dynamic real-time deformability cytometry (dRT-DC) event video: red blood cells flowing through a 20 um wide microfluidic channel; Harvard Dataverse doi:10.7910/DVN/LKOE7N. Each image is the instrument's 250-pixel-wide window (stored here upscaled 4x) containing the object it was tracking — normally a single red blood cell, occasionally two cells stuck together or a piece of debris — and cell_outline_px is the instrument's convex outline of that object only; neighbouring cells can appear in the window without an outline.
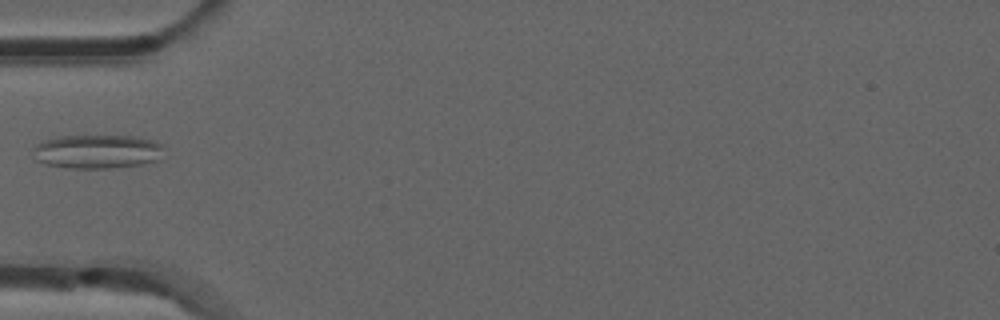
{"species": "common noctule bat (a hibernating species)", "species_latin": "Nyctalus noctula", "temperature_condition": "room temperature", "stored_images_in_passage": 36, "camera_frame_rate_fps": 3000, "um_per_image_px": 0.085, "animal": {"sex": "male", "forearm_length_mm": 52.5}, "frame": {"image": 1, "passage_image": 1, "time_ms": 0.0, "image_size_px": [1000, 320], "cell_outline_px": [[160, 148], [152, 160], [140, 164], [108, 168], [68, 168], [44, 164], [36, 160], [32, 148], [36, 144], [44, 140], [60, 136], [132, 136], [152, 140], [160, 144]], "centroid_in_image_um": [8.1, 12.87], "position_along_channel_um": 76.9, "area_um2": 25.2}}
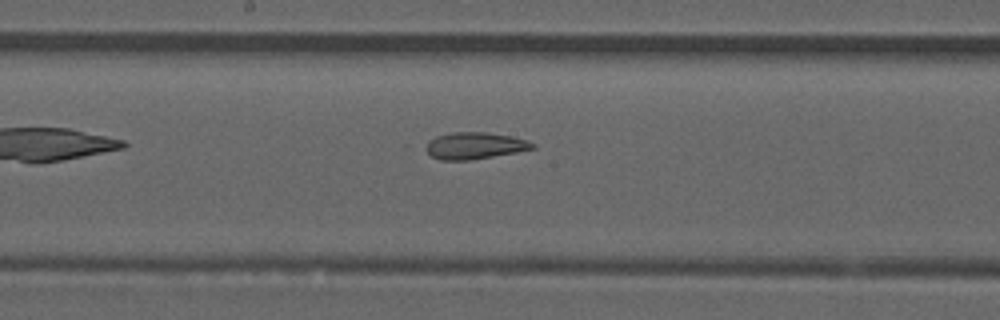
{"frame": {"image": 2, "passage_image": 11, "time_ms": 3.333, "image_size_px": [1000, 320], "cell_outline_px": [[536, 148], [516, 152], [468, 160], [440, 160], [432, 156], [420, 148], [420, 144], [436, 136], [452, 132], [488, 132], [528, 140], [536, 144]], "centroid_in_image_um": [40.24, 12.38], "position_along_channel_um": 208.0, "area_um2": 16.94}}
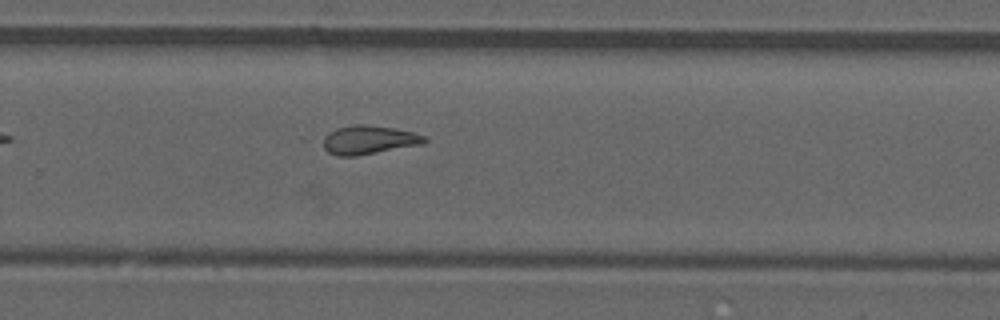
{"frame": {"image": 3, "passage_image": 18, "time_ms": 5.667, "image_size_px": [1000, 320], "cell_outline_px": [[428, 140], [424, 144], [356, 156], [336, 156], [328, 152], [316, 140], [328, 132], [336, 128], [352, 124], [364, 124], [392, 128], [412, 132], [424, 136]], "centroid_in_image_um": [31.24, 11.89], "position_along_channel_um": 298.6, "area_um2": 17.4}}